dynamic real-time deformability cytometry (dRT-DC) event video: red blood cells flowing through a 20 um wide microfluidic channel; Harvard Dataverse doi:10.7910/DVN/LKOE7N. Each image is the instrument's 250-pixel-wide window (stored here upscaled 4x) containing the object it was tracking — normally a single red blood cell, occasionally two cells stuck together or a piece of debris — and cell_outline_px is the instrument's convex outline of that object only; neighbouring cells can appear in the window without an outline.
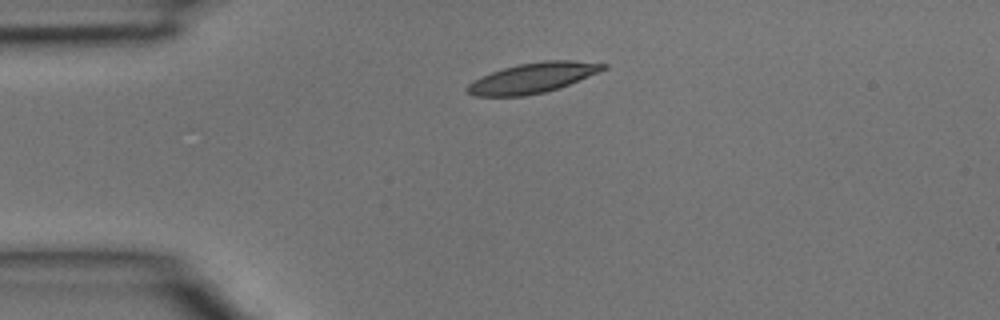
{"species": "common noctule bat (a hibernating species)", "species_latin": "Nyctalus noctula", "temperature_condition": "room temperature", "stored_images_in_passage": 3, "camera_frame_rate_fps": 3000, "um_per_image_px": 0.085, "animal": {"sex": "male", "body_mass_g": 15.6}, "frame": {"image": 1, "passage_image": 1, "time_ms": 0.0, "image_size_px": [1000, 320], "cell_outline_px": [[608, 68], [600, 72], [560, 88], [544, 92], [524, 96], [476, 96], [468, 92], [464, 88], [468, 84], [492, 72], [504, 68], [520, 64], [544, 60], [572, 60], [608, 64]], "centroid_in_image_um": [45.35, 6.62], "position_along_channel_um": 39.7, "area_um2": 23.76}}